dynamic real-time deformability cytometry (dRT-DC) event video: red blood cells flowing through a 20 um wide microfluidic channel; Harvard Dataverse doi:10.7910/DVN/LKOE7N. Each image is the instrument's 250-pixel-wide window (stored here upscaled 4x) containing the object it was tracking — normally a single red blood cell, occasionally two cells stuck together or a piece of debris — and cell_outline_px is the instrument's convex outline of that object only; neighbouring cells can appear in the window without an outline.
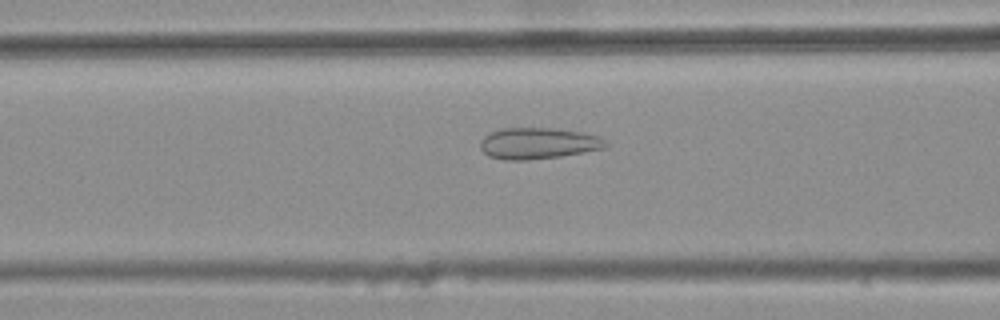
{"species": "common noctule bat (a hibernating species)", "species_latin": "Nyctalus noctula", "temperature_condition": "warm", "stored_images_in_passage": 48, "camera_frame_rate_fps": 3000, "um_per_image_px": 0.085, "animal": {"sex": "female", "body_mass_g": 25.1}, "frame": {"image": 1, "passage_image": 21, "time_ms": 6.667, "image_size_px": [1000, 320], "cell_outline_px": [[608, 144], [604, 148], [584, 152], [560, 156], [528, 160], [504, 160], [488, 156], [480, 148], [480, 140], [484, 136], [500, 128], [552, 128], [580, 132], [600, 136]], "centroid_in_image_um": [45.71, 12.18], "position_along_channel_um": 120.9, "area_um2": 22.83}}
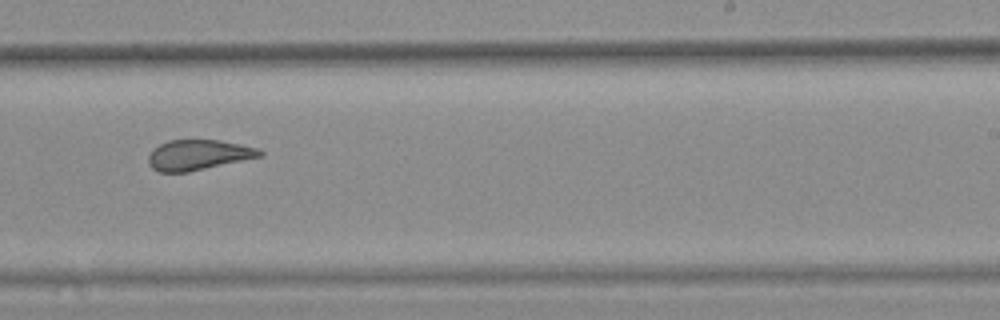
{"frame": {"image": 2, "passage_image": 33, "time_ms": 10.667, "image_size_px": [1000, 320], "cell_outline_px": [[264, 156], [188, 172], [160, 172], [152, 168], [148, 164], [148, 156], [152, 148], [168, 140], [220, 140], [260, 148], [264, 152]], "centroid_in_image_um": [16.87, 13.16], "position_along_channel_um": 272.1, "area_um2": 19.88}}
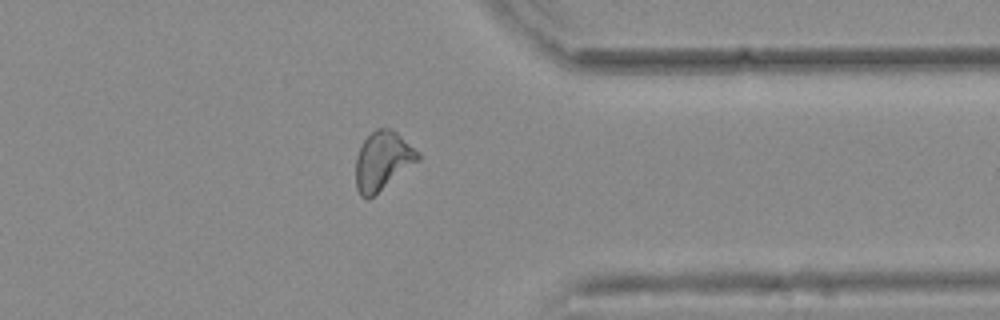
{"frame": {"image": 3, "passage_image": 42, "time_ms": 13.667, "image_size_px": [1000, 320], "cell_outline_px": [[420, 160], [368, 200], [360, 196], [356, 188], [356, 156], [364, 140], [376, 128], [392, 128], [420, 152]], "centroid_in_image_um": [32.53, 13.67], "position_along_channel_um": 378.9, "area_um2": 21.33}, "authors_computed_cell_mechanics": {"area_um2": 21.2415, "velocity_mm_per_s": 3.7902, "shape_relaxation_time_tau1_ms": null, "shape_relaxation_time_tau2_ms": 1.2442, "deformation_change_tau1": null, "deformation_change_tau2": 0.0842}}